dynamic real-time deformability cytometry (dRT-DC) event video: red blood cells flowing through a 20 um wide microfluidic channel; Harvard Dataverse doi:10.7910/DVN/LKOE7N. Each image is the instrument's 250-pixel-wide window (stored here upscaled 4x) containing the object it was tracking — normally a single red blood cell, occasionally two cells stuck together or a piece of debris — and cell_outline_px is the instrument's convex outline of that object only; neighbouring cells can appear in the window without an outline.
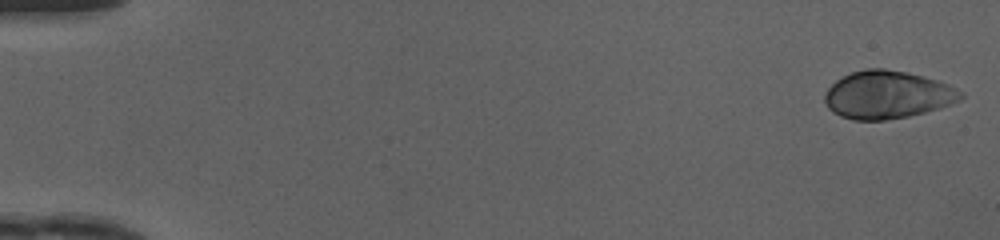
{"species": "human", "species_latin": "Homo sapiens", "temperature_condition": "cold", "stored_images_in_passage": 49, "camera_frame_rate_fps": 3000, "um_per_image_px": 0.085, "donor": {"sex": "female"}, "frame": {"image": 1, "passage_image": 1, "time_ms": 0.0, "image_size_px": [1000, 240], "cell_outline_px": [[964, 96], [960, 100], [940, 108], [908, 116], [884, 120], [852, 120], [840, 116], [832, 112], [828, 108], [824, 100], [824, 96], [828, 88], [836, 80], [852, 72], [864, 68], [884, 68], [908, 72], [940, 80], [964, 92]], "centroid_in_image_um": [75.44, 8.05], "position_along_channel_um": 9.6, "area_um2": 38.15}}
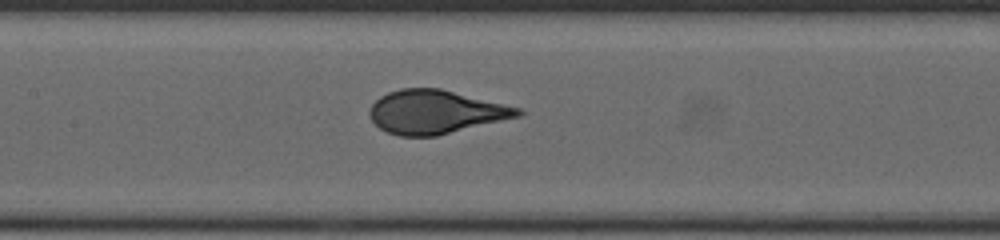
{"frame": {"image": 2, "passage_image": 24, "time_ms": 7.667, "image_size_px": [1000, 240], "cell_outline_px": [[524, 112], [520, 116], [436, 136], [400, 136], [388, 132], [380, 128], [372, 120], [368, 112], [372, 104], [380, 96], [388, 92], [400, 88], [440, 88], [520, 108]], "centroid_in_image_um": [37.0, 9.51], "position_along_channel_um": 170.4, "area_um2": 37.4}}
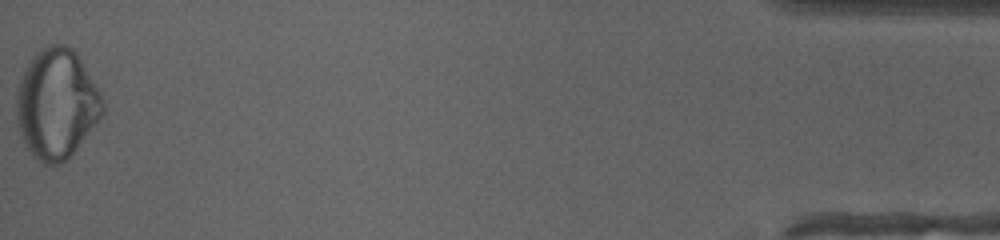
{"frame": {"image": 3, "passage_image": 49, "time_ms": 16.0, "image_size_px": [1000, 240], "cell_outline_px": [[104, 112], [68, 160], [60, 164], [44, 164], [32, 156], [16, 124], [16, 88], [32, 56], [40, 48], [48, 44], [64, 44], [72, 48], [76, 52], [100, 92], [104, 100]], "centroid_in_image_um": [4.8, 8.83], "position_along_channel_um": 430.4, "area_um2": 55.31}, "authors_computed_cell_mechanics": {"area_um2": 37.57, "velocity_mm_per_s": 4.1824, "shape_relaxation_time_tau1_ms": 5.6095, "shape_relaxation_time_tau2_ms": null, "deformation_change_tau1": 0.2267, "deformation_change_tau2": null}}